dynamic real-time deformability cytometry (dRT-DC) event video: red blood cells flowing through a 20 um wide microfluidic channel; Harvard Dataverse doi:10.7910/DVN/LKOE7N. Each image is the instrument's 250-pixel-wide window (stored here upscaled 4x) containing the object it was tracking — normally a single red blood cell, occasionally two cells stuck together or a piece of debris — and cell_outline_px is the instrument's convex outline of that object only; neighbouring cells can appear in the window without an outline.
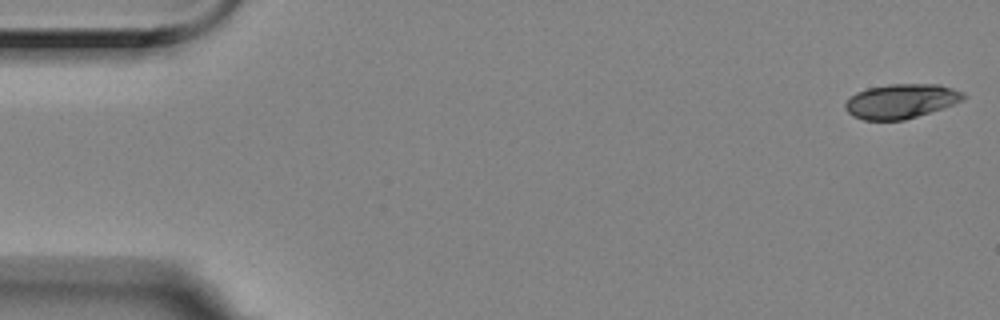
{"species": "Egyptian fruit bat (a non-hibernating species)", "species_latin": "Rousettus aegyptiacus", "temperature_condition": "room temperature", "stored_images_in_passage": 34, "camera_frame_rate_fps": 3000, "um_per_image_px": 0.085, "animal": {"sex": "female"}, "frame": {"image": 1, "passage_image": 1, "time_ms": 0.0, "image_size_px": [1000, 320], "cell_outline_px": [[968, 96], [964, 100], [904, 120], [864, 120], [852, 116], [844, 108], [844, 104], [856, 92], [868, 88], [888, 84], [940, 84], [964, 92]], "centroid_in_image_um": [76.59, 8.59], "position_along_channel_um": 8.4, "area_um2": 23.64}}
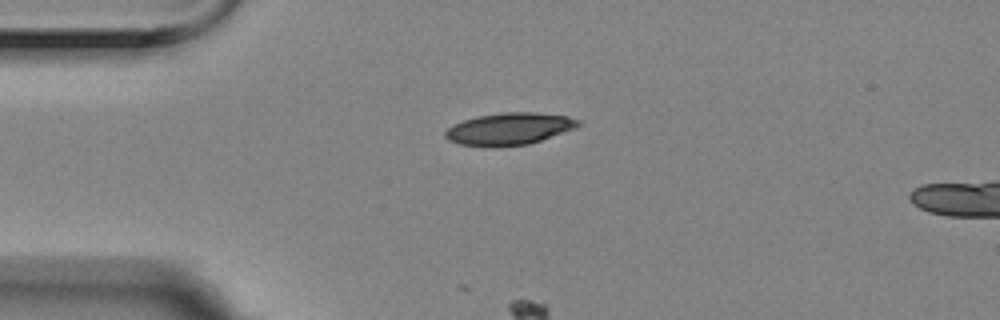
{"frame": {"image": 2, "passage_image": 13, "time_ms": 4.0, "image_size_px": [1000, 320], "cell_outline_px": [[580, 124], [576, 128], [528, 144], [496, 148], [484, 148], [460, 144], [448, 140], [444, 136], [444, 132], [452, 124], [476, 116], [504, 112], [536, 112], [568, 116], [580, 120]], "centroid_in_image_um": [43.24, 10.96], "position_along_channel_um": 41.8, "area_um2": 25.26}}